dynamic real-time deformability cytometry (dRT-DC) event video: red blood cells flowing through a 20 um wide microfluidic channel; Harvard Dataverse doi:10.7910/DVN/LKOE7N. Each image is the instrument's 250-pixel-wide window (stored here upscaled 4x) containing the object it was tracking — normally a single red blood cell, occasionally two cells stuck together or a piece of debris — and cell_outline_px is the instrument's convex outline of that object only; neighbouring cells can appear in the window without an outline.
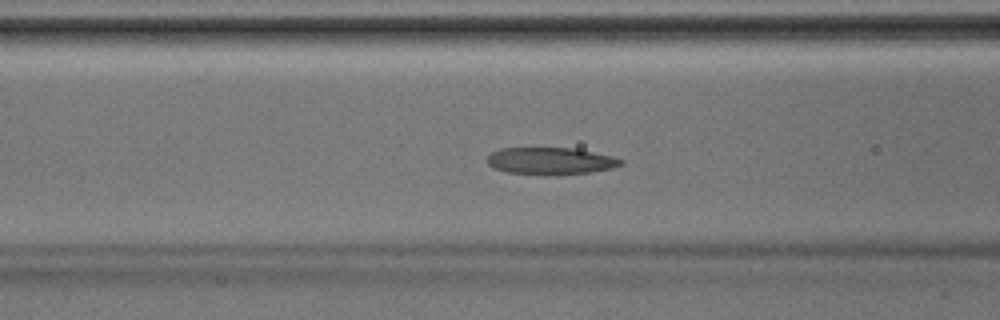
{"species": "Egyptian fruit bat (a non-hibernating species)", "species_latin": "Rousettus aegyptiacus", "temperature_condition": "room temperature", "stored_images_in_passage": 41, "camera_frame_rate_fps": 3000, "um_per_image_px": 0.085, "animal": {"sex": "male"}, "frame": {"image": 1, "passage_image": 16, "time_ms": 5.0, "image_size_px": [1000, 320], "cell_outline_px": [[624, 164], [612, 168], [588, 172], [556, 176], [508, 172], [496, 168], [488, 164], [488, 156], [492, 152], [500, 148], [572, 148], [612, 156], [624, 160]], "centroid_in_image_um": [46.82, 13.69], "position_along_channel_um": 119.8, "area_um2": 21.04}}
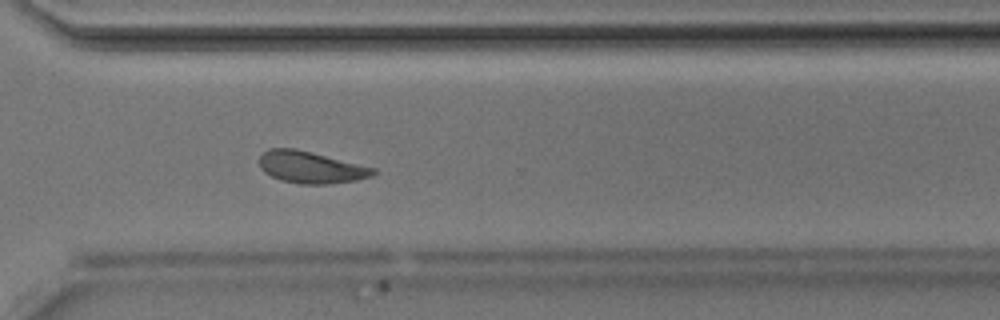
{"frame": {"image": 2, "passage_image": 30, "time_ms": 9.667, "image_size_px": [1000, 320], "cell_outline_px": [[376, 172], [372, 176], [356, 180], [332, 184], [300, 184], [280, 180], [264, 172], [260, 168], [260, 156], [268, 148], [296, 148], [376, 168]], "centroid_in_image_um": [26.42, 14.22], "position_along_channel_um": 344.2, "area_um2": 21.21}}
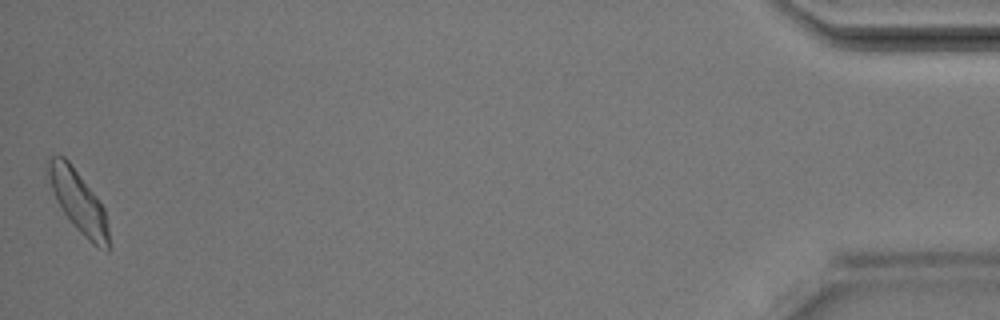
{"frame": {"image": 3, "passage_image": 41, "time_ms": 13.333, "image_size_px": [1000, 320], "cell_outline_px": [[108, 252], [92, 244], [72, 224], [56, 200], [44, 168], [48, 160], [52, 156], [64, 156], [68, 160], [96, 196], [104, 208], [108, 228]], "centroid_in_image_um": [6.62, 17.1], "position_along_channel_um": 428.6, "area_um2": 21.56}}